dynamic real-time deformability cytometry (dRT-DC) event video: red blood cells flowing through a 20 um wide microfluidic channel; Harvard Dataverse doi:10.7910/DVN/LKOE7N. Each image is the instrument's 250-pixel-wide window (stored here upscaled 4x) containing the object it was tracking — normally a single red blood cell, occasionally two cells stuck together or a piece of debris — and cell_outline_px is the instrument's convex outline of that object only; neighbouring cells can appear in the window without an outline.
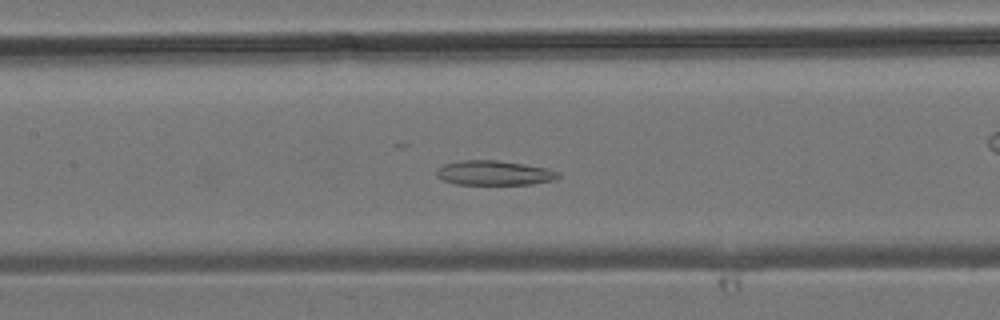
{"species": "common noctule bat (a hibernating species)", "species_latin": "Nyctalus noctula", "temperature_condition": "room temperature", "stored_images_in_passage": 33, "camera_frame_rate_fps": 3000, "um_per_image_px": 0.085, "animal": {"sex": "male", "body_mass_g": 19.2, "forearm_length_mm": 51.8}, "frame": {"image": 1, "passage_image": 12, "time_ms": 3.667, "image_size_px": [1000, 320], "cell_outline_px": [[560, 176], [552, 180], [532, 184], [456, 184], [444, 180], [436, 176], [436, 168], [444, 164], [460, 160], [496, 160], [548, 168], [560, 172]], "centroid_in_image_um": [41.98, 14.69], "position_along_channel_um": 165.4, "area_um2": 17.4}}